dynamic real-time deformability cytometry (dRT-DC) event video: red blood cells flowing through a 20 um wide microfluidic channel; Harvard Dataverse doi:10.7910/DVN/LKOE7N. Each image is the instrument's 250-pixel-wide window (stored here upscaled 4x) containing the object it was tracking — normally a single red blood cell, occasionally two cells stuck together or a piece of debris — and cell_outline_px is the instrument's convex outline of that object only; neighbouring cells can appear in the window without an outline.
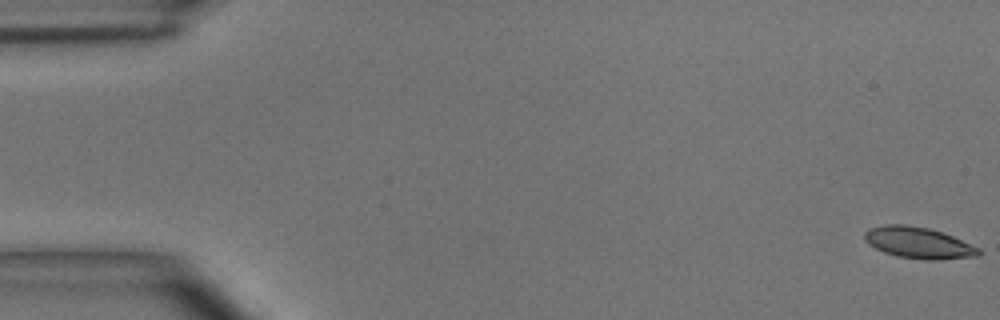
{"species": "common noctule bat (a hibernating species)", "species_latin": "Nyctalus noctula", "temperature_condition": "room temperature", "stored_images_in_passage": 51, "camera_frame_rate_fps": 3000, "um_per_image_px": 0.085, "animal": {"sex": "male", "body_mass_g": 15.6}, "frame": {"image": 1, "passage_image": 1, "time_ms": 0.0, "image_size_px": [1000, 320], "cell_outline_px": [[984, 252], [980, 256], [936, 260], [924, 260], [896, 256], [884, 252], [868, 244], [864, 240], [864, 232], [868, 228], [884, 224], [904, 224], [928, 228], [952, 236], [980, 248]], "centroid_in_image_um": [78.07, 20.64], "position_along_channel_um": 6.9, "area_um2": 21.04}}
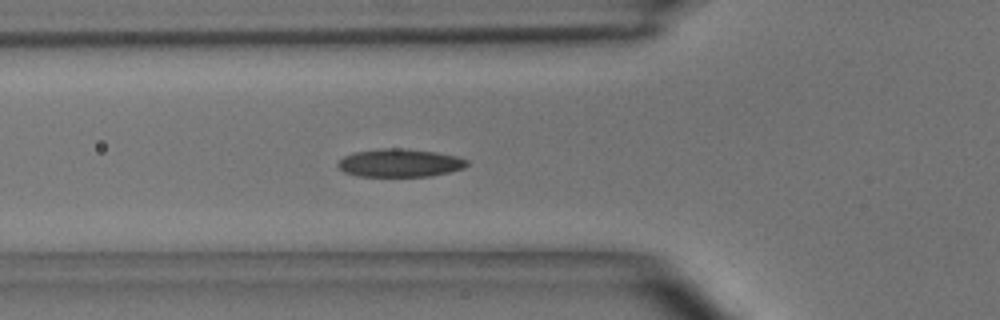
{"frame": {"image": 2, "passage_image": 18, "time_ms": 5.667, "image_size_px": [1000, 320], "cell_outline_px": [[468, 164], [464, 168], [432, 176], [356, 176], [344, 172], [336, 164], [344, 156], [352, 152], [380, 148], [404, 148], [436, 152], [456, 156], [468, 160]], "centroid_in_image_um": [33.96, 13.84], "position_along_channel_um": 91.8, "area_um2": 21.21}}
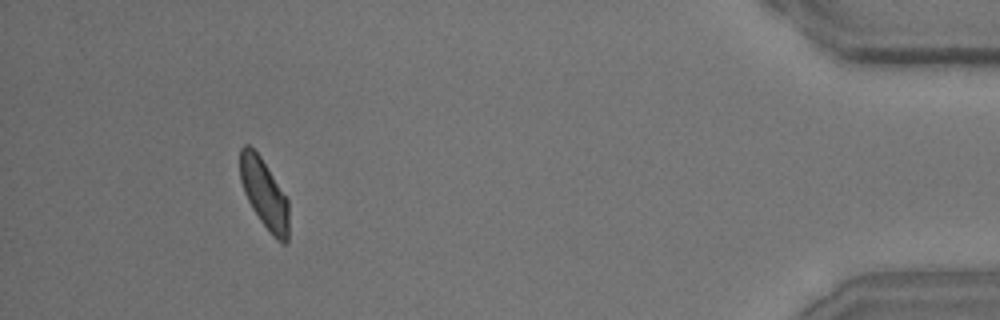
{"frame": {"image": 3, "passage_image": 47, "time_ms": 15.333, "image_size_px": [1000, 320], "cell_outline_px": [[288, 244], [280, 244], [276, 240], [260, 220], [252, 208], [244, 192], [240, 180], [240, 148], [244, 144], [248, 144], [260, 156], [288, 200]], "centroid_in_image_um": [22.46, 16.49], "position_along_channel_um": 412.7, "area_um2": 19.59}, "authors_computed_cell_mechanics": {"area_um2": 20.8658, "velocity_mm_per_s": 3.9677, "shape_relaxation_time_tau1_ms": 4.9493, "shape_relaxation_time_tau2_ms": 2.1374, "deformation_change_tau1": 0.1188, "deformation_change_tau2": 0.0664}}